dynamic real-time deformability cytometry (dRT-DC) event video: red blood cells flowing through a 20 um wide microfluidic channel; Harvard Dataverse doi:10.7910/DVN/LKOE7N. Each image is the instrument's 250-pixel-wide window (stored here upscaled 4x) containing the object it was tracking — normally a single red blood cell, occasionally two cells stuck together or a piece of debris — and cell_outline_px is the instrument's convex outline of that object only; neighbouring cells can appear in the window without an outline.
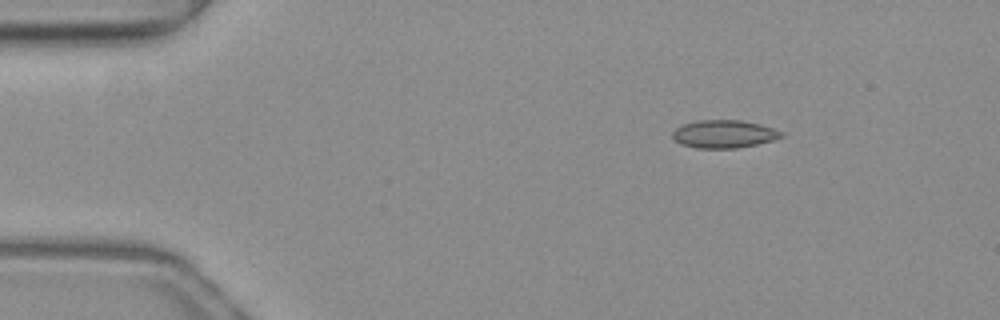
{"species": "common noctule bat (a hibernating species)", "species_latin": "Nyctalus noctula", "temperature_condition": "warm", "stored_images_in_passage": 3, "camera_frame_rate_fps": 3000, "um_per_image_px": 0.085, "animal": {"sex": "female", "body_mass_g": 19.3, "forearm_length_mm": 54.1}, "frame": {"image": 1, "passage_image": 3, "time_ms": 0.667, "image_size_px": [1000, 320], "cell_outline_px": [[784, 136], [772, 140], [756, 144], [736, 148], [696, 148], [680, 144], [672, 136], [672, 132], [680, 124], [700, 120], [740, 120], [760, 124], [784, 132]], "centroid_in_image_um": [61.51, 11.38], "position_along_channel_um": 23.5, "area_um2": 17.69}}